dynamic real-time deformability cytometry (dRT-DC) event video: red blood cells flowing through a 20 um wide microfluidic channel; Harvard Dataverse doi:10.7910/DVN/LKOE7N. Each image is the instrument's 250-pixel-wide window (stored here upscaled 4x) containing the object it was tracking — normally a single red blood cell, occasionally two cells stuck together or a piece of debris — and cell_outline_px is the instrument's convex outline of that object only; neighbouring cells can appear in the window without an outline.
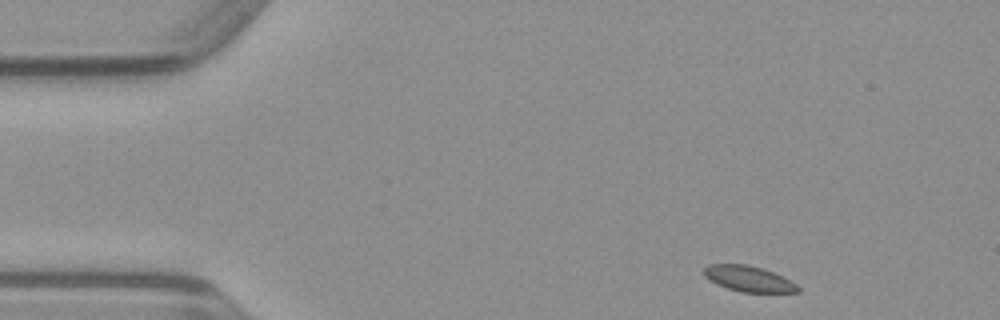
{"species": "common noctule bat (a hibernating species)", "species_latin": "Nyctalus noctula", "temperature_condition": "warm", "stored_images_in_passage": 30, "camera_frame_rate_fps": 3000, "um_per_image_px": 0.085, "animal": {"sex": "male", "body_mass_g": 23.1, "forearm_length_mm": 52.7}, "frame": {"image": 1, "passage_image": 1, "time_ms": 0.0, "image_size_px": [1000, 320], "cell_outline_px": [[800, 292], [740, 292], [716, 284], [704, 276], [704, 268], [708, 264], [748, 264], [764, 268], [796, 284], [800, 288]], "centroid_in_image_um": [63.6, 23.69], "position_along_channel_um": 21.4, "area_um2": 13.99}}
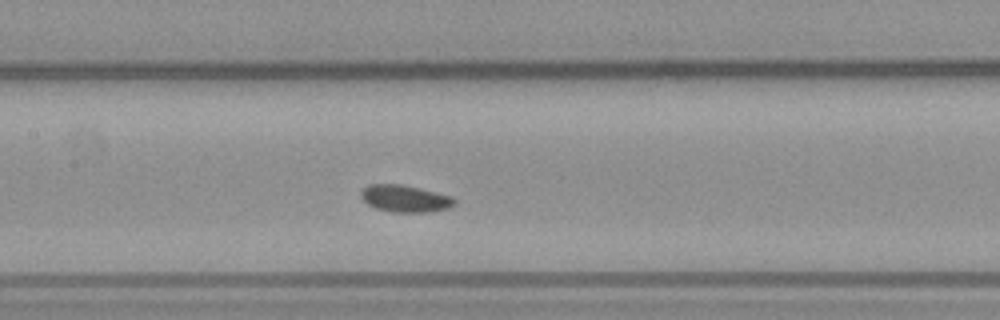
{"frame": {"image": 2, "passage_image": 18, "time_ms": 5.667, "image_size_px": [1000, 320], "cell_outline_px": [[456, 204], [448, 208], [432, 212], [392, 212], [376, 208], [368, 204], [360, 196], [360, 192], [368, 184], [404, 184], [452, 196], [456, 200]], "centroid_in_image_um": [34.45, 16.87], "position_along_channel_um": 173.0, "area_um2": 14.85}}
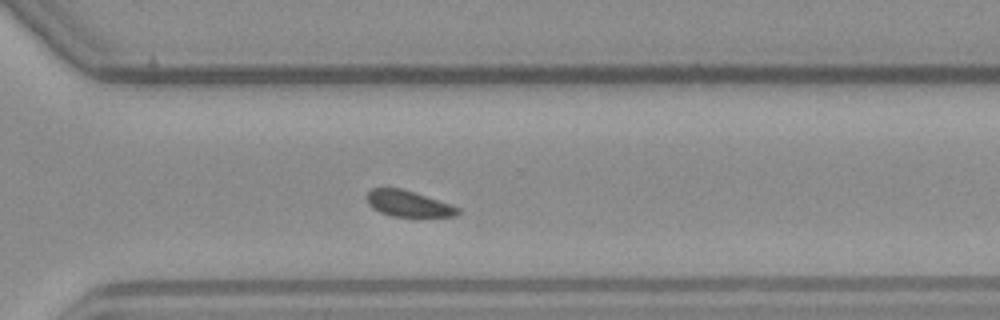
{"frame": {"image": 3, "passage_image": 30, "time_ms": 9.667, "image_size_px": [1000, 320], "cell_outline_px": [[460, 212], [456, 216], [392, 216], [380, 212], [372, 208], [368, 204], [368, 192], [372, 188], [400, 188], [460, 208]], "centroid_in_image_um": [34.67, 17.32], "position_along_channel_um": 335.9, "area_um2": 13.35}}